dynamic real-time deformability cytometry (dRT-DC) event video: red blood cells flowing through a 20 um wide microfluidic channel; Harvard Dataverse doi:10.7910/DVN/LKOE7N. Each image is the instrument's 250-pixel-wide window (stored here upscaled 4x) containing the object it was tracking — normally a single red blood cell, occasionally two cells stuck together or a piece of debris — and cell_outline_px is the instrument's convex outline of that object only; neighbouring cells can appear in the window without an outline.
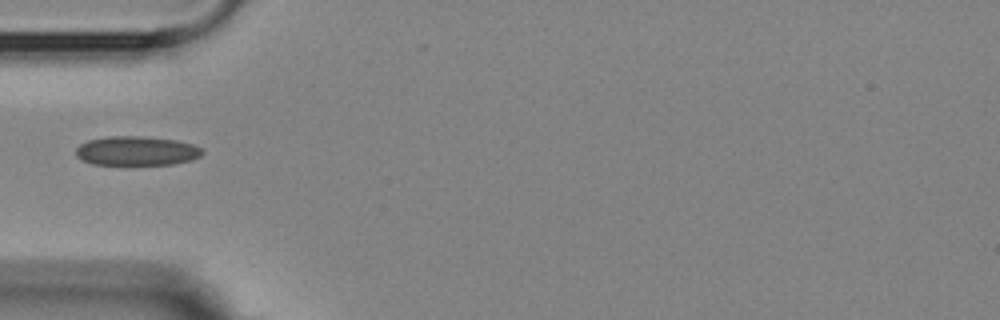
{"species": "Egyptian fruit bat (a non-hibernating species)", "species_latin": "Rousettus aegyptiacus", "temperature_condition": "room temperature", "stored_images_in_passage": 14, "camera_frame_rate_fps": 3000, "um_per_image_px": 0.085, "animal": {"sex": "female"}, "frame": {"image": 1, "passage_image": 4, "time_ms": 5.667, "image_size_px": [1000, 320], "cell_outline_px": [[204, 152], [200, 156], [192, 160], [172, 164], [92, 164], [76, 156], [76, 148], [80, 144], [88, 140], [108, 136], [144, 136], [176, 140], [192, 144], [204, 148]], "centroid_in_image_um": [11.64, 12.81], "position_along_channel_um": 73.4, "area_um2": 21.56}}
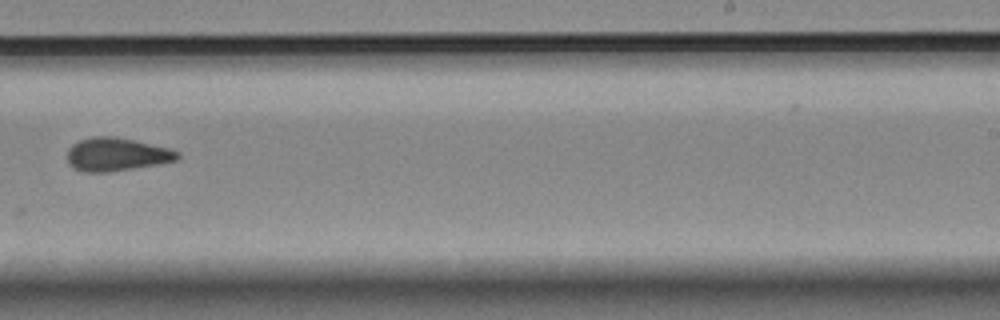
{"frame": {"image": 2, "passage_image": 9, "time_ms": 11.333, "image_size_px": [1000, 320], "cell_outline_px": [[180, 156], [176, 160], [160, 164], [108, 172], [84, 172], [72, 168], [68, 164], [68, 148], [72, 144], [80, 140], [96, 136], [116, 136], [172, 148], [180, 152]], "centroid_in_image_um": [9.93, 13.12], "position_along_channel_um": 279.1, "area_um2": 21.62}}
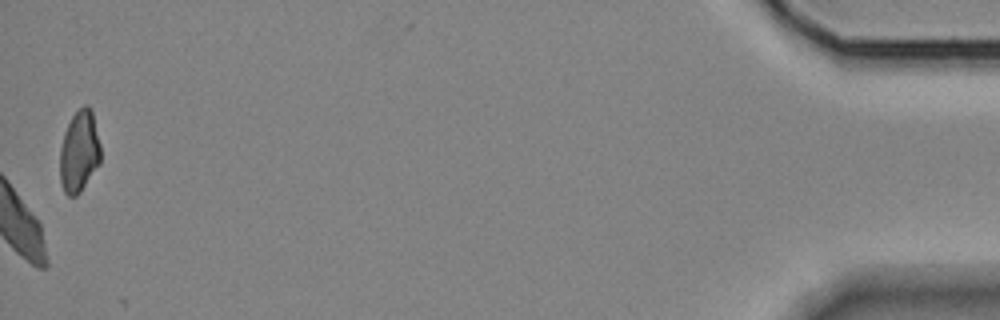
{"frame": {"image": 3, "passage_image": 14, "time_ms": 18.0, "image_size_px": [1000, 320], "cell_outline_px": [[100, 164], [80, 192], [76, 196], [68, 196], [64, 192], [60, 180], [60, 148], [64, 132], [72, 116], [84, 104], [88, 104], [92, 108], [100, 144]], "centroid_in_image_um": [6.74, 12.87], "position_along_channel_um": 428.5, "area_um2": 19.54}, "authors_computed_cell_mechanics": {"area_um2": 21.0392, "velocity_mm_per_s": 3.6062, "shape_relaxation_time_tau1_ms": null, "shape_relaxation_time_tau2_ms": 3.8707, "deformation_change_tau1": null, "deformation_change_tau2": 0.0904}}